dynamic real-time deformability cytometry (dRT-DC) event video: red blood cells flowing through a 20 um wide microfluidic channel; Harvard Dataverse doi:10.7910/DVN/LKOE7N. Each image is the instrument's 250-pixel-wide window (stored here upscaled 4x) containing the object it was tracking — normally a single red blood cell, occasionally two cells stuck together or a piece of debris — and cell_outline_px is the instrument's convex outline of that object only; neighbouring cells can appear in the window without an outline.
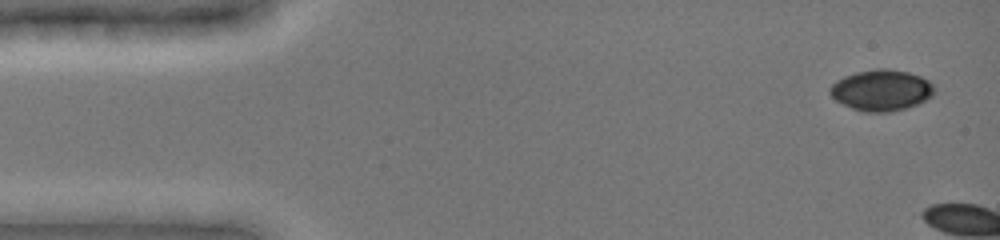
{"species": "common noctule bat (a hibernating species)", "species_latin": "Nyctalus noctula", "temperature_condition": "cold", "stored_images_in_passage": 19, "camera_frame_rate_fps": 3000, "um_per_image_px": 0.085, "animal": {"sex": "female", "body_mass_g": 19.0, "forearm_length_mm": 51.5}, "frame": {"image": 1, "passage_image": 2, "time_ms": 0.333, "image_size_px": [1000, 240], "cell_outline_px": [[936, 92], [932, 96], [908, 108], [888, 112], [864, 112], [852, 108], [836, 100], [828, 92], [828, 88], [836, 80], [844, 76], [856, 72], [876, 68], [888, 68], [908, 72], [920, 76], [928, 80], [936, 88]], "centroid_in_image_um": [74.92, 7.66], "position_along_channel_um": 10.1, "area_um2": 25.14}}
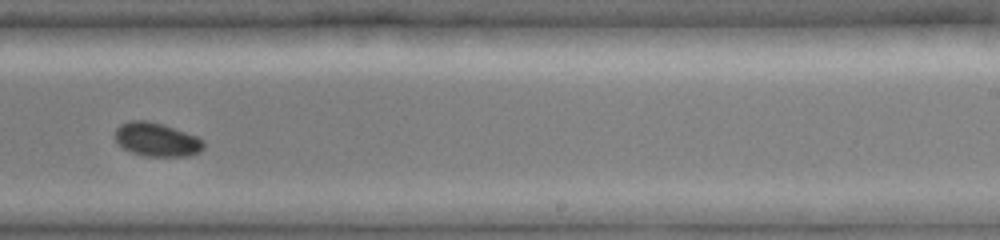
{"frame": {"image": 2, "passage_image": 13, "time_ms": 11.0, "image_size_px": [1000, 240], "cell_outline_px": [[204, 148], [200, 152], [188, 156], [144, 156], [132, 152], [124, 148], [116, 140], [116, 128], [120, 124], [128, 120], [148, 120], [164, 124], [200, 136], [204, 140]], "centroid_in_image_um": [13.38, 11.84], "position_along_channel_um": 275.6, "area_um2": 17.69}}
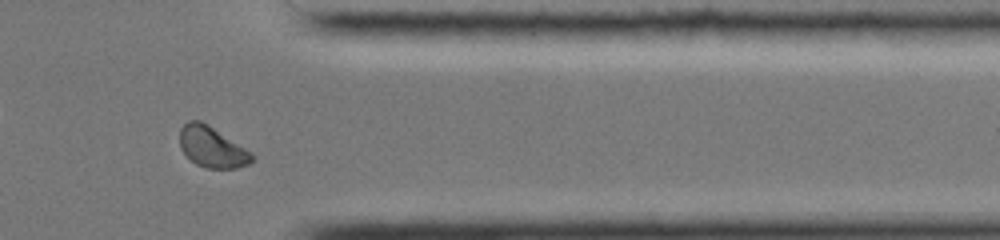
{"frame": {"image": 3, "passage_image": 16, "time_ms": 14.0, "image_size_px": [1000, 240], "cell_outline_px": [[256, 156], [248, 164], [236, 168], [204, 168], [196, 164], [180, 148], [180, 128], [188, 120], [200, 120], [208, 124]], "centroid_in_image_um": [18.0, 12.49], "position_along_channel_um": 393.4, "area_um2": 16.94}, "authors_computed_cell_mechanics": {"area_um2": 18.0914, "velocity_mm_per_s": 3.9501, "shape_relaxation_time_tau1_ms": 1.7323, "shape_relaxation_time_tau2_ms": null, "deformation_change_tau1": 0.0654, "deformation_change_tau2": null}}